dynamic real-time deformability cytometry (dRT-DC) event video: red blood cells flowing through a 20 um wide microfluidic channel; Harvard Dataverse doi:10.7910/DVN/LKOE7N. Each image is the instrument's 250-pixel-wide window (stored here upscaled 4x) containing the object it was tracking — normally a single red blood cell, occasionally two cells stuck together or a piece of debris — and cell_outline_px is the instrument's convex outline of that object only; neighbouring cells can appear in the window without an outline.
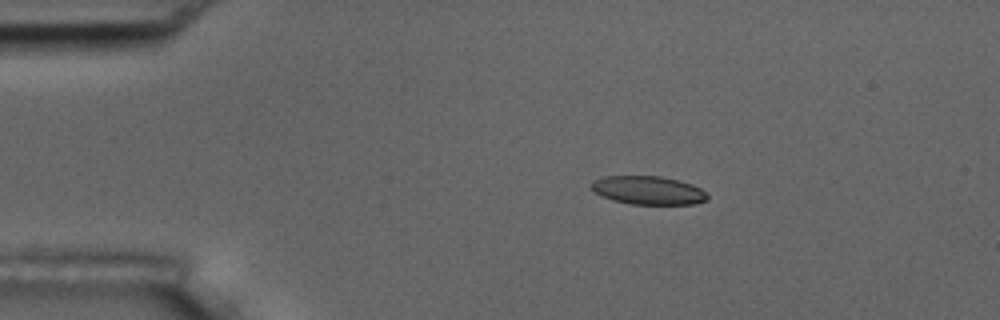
{"species": "common noctule bat (a hibernating species)", "species_latin": "Nyctalus noctula", "temperature_condition": "room temperature", "stored_images_in_passage": 46, "camera_frame_rate_fps": 3000, "um_per_image_px": 0.085, "animal": {"sex": "male", "body_mass_g": 17.5, "forearm_length_mm": 52.3}, "frame": {"image": 1, "passage_image": 1, "time_ms": 0.0, "image_size_px": [1000, 320], "cell_outline_px": [[708, 200], [696, 204], [632, 204], [612, 200], [600, 196], [588, 188], [592, 180], [604, 176], [660, 176], [692, 184], [700, 188], [708, 196]], "centroid_in_image_um": [55.03, 16.18], "position_along_channel_um": 30.0, "area_um2": 19.42}}
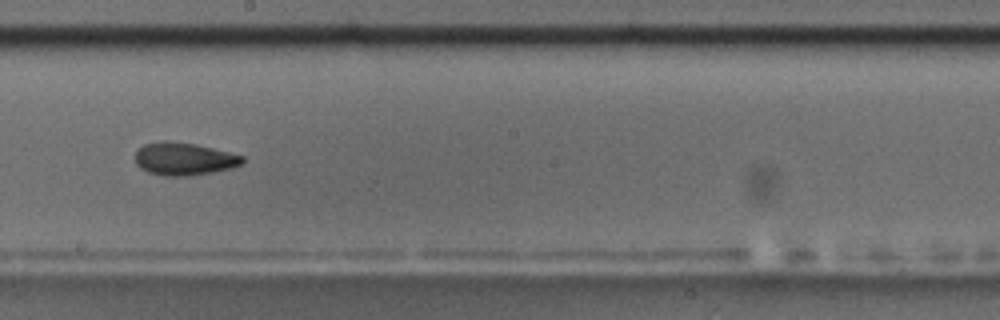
{"frame": {"image": 2, "passage_image": 22, "time_ms": 7.0, "image_size_px": [1000, 320], "cell_outline_px": [[244, 164], [232, 168], [192, 176], [164, 176], [148, 172], [140, 168], [136, 164], [136, 152], [144, 144], [160, 140], [168, 140], [196, 144], [244, 156]], "centroid_in_image_um": [15.65, 13.51], "position_along_channel_um": 232.6, "area_um2": 20.63}}
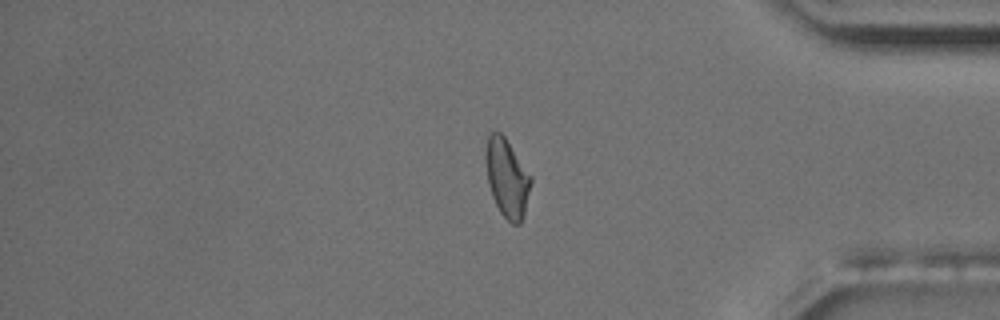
{"frame": {"image": 3, "passage_image": 37, "time_ms": 12.0, "image_size_px": [1000, 320], "cell_outline_px": [[532, 180], [524, 216], [520, 224], [512, 224], [500, 212], [492, 196], [488, 184], [484, 160], [484, 152], [488, 132], [500, 132], [504, 136], [532, 176]], "centroid_in_image_um": [43.07, 15.1], "position_along_channel_um": 392.1, "area_um2": 20.92}, "authors_computed_cell_mechanics": {"area_um2": 20.4034, "velocity_mm_per_s": 3.6612, "shape_relaxation_time_tau1_ms": 8.4544, "shape_relaxation_time_tau2_ms": 4.4544, "deformation_change_tau1": 0.1683, "deformation_change_tau2": 0.1042}}